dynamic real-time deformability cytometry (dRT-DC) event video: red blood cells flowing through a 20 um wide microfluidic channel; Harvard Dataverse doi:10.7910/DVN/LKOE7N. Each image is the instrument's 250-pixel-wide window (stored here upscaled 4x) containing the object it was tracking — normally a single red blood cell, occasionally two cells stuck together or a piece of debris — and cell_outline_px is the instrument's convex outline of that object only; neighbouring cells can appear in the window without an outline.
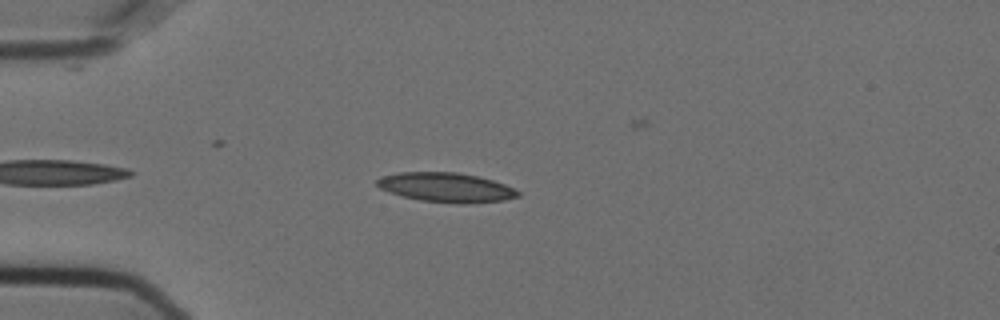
{"species": "Egyptian fruit bat (a non-hibernating species)", "species_latin": "Rousettus aegyptiacus", "temperature_condition": "cold", "stored_images_in_passage": 37, "camera_frame_rate_fps": 3000, "um_per_image_px": 0.085, "animal": {"sex": "female"}, "frame": {"image": 1, "passage_image": 7, "time_ms": 2.0, "image_size_px": [1000, 320], "cell_outline_px": [[520, 196], [504, 200], [464, 204], [460, 204], [420, 200], [388, 192], [380, 188], [376, 184], [376, 180], [380, 176], [400, 172], [456, 172], [476, 176], [492, 180], [504, 184], [520, 192]], "centroid_in_image_um": [37.9, 15.93], "position_along_channel_um": 47.1, "area_um2": 24.1}}
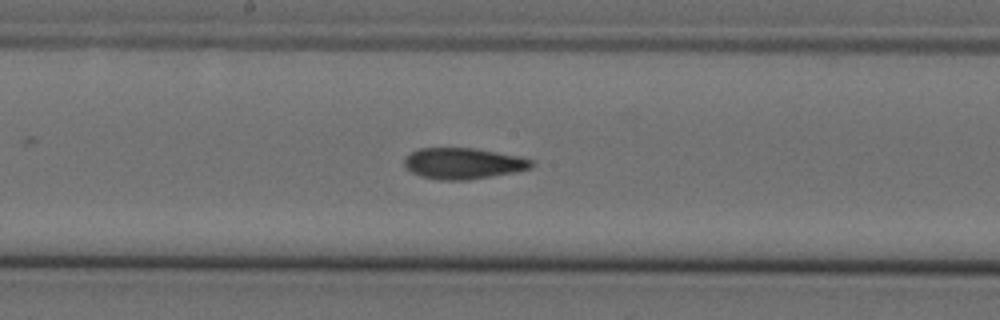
{"frame": {"image": 2, "passage_image": 22, "time_ms": 7.0, "image_size_px": [1000, 320], "cell_outline_px": [[536, 164], [532, 168], [512, 172], [468, 180], [436, 180], [420, 176], [412, 172], [404, 164], [404, 156], [420, 148], [476, 148], [520, 156], [532, 160]], "centroid_in_image_um": [39.38, 13.89], "position_along_channel_um": 208.8, "area_um2": 23.12}}
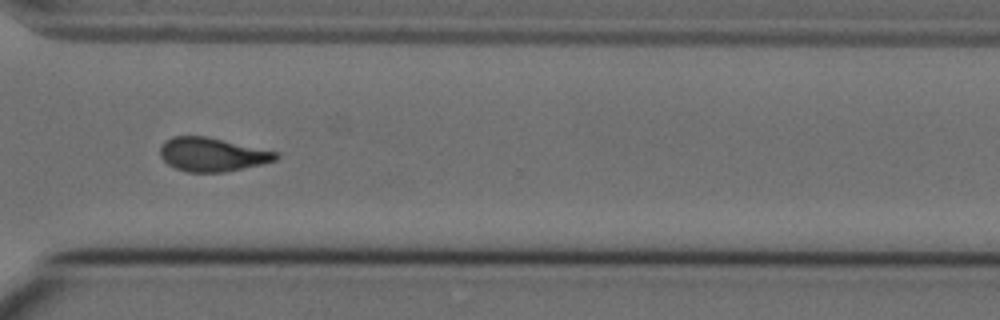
{"frame": {"image": 3, "passage_image": 34, "time_ms": 11.0, "image_size_px": [1000, 320], "cell_outline_px": [[280, 156], [276, 160], [264, 164], [224, 172], [188, 172], [176, 168], [168, 164], [160, 156], [160, 148], [164, 140], [172, 136], [208, 136], [280, 152]], "centroid_in_image_um": [18.07, 13.12], "position_along_channel_um": 352.5, "area_um2": 23.06}, "authors_computed_cell_mechanics": {"area_um2": 23.12, "velocity_mm_per_s": 3.6144, "shape_relaxation_time_tau1_ms": 7.9135, "shape_relaxation_time_tau2_ms": 5.146, "deformation_change_tau1": 0.1823, "deformation_change_tau2": 0.1073}}